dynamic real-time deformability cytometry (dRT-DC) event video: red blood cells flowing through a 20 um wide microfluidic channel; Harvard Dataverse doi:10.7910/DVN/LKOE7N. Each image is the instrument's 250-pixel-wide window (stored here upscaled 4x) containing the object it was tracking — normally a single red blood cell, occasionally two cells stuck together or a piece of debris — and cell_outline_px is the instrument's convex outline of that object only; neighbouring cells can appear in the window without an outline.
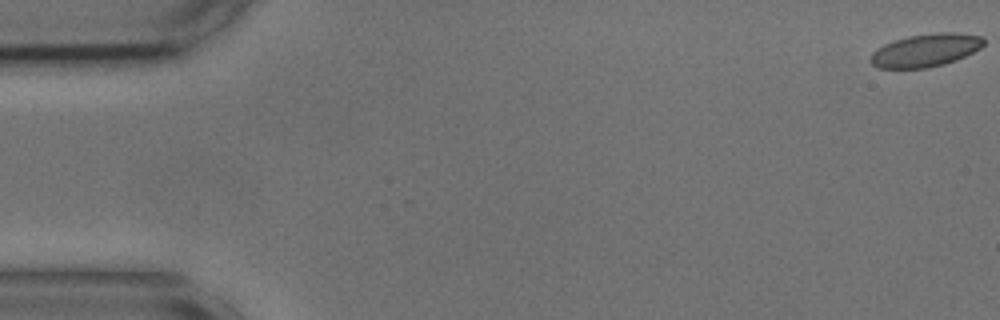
{"species": "common noctule bat (a hibernating species)", "species_latin": "Nyctalus noctula", "temperature_condition": "cold", "stored_images_in_passage": 55, "camera_frame_rate_fps": 3000, "um_per_image_px": 0.085, "animal": {"sex": "male", "body_mass_g": 17.9, "forearm_length_mm": 54.2}, "frame": {"image": 1, "passage_image": 1, "time_ms": 0.0, "image_size_px": [1000, 320], "cell_outline_px": [[984, 44], [980, 48], [956, 60], [944, 64], [928, 68], [876, 68], [868, 60], [872, 52], [884, 44], [908, 36], [940, 32], [956, 32], [980, 36], [984, 40]], "centroid_in_image_um": [78.65, 4.28], "position_along_channel_um": 6.4, "area_um2": 21.68}}
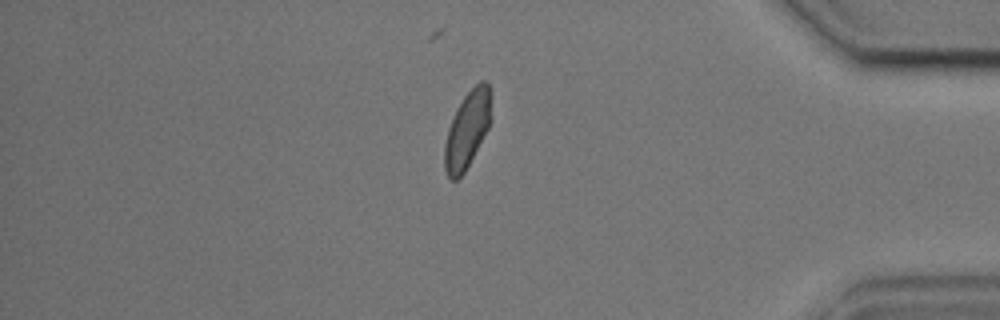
{"frame": {"image": 2, "passage_image": 47, "time_ms": 15.333, "image_size_px": [1000, 320], "cell_outline_px": [[492, 120], [488, 128], [464, 172], [456, 180], [452, 180], [448, 176], [444, 168], [444, 144], [448, 128], [452, 116], [456, 108], [464, 96], [480, 80], [484, 80], [488, 84], [492, 92]], "centroid_in_image_um": [39.74, 10.96], "position_along_channel_um": 395.5, "area_um2": 21.1}}
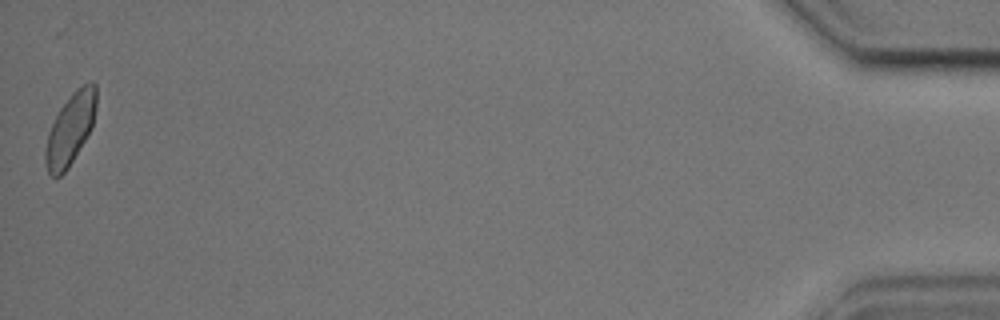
{"frame": {"image": 3, "passage_image": 55, "time_ms": 18.0, "image_size_px": [1000, 320], "cell_outline_px": [[96, 108], [92, 128], [68, 168], [60, 176], [52, 176], [48, 172], [44, 164], [44, 152], [48, 132], [60, 108], [72, 92], [76, 88], [92, 80], [96, 84]], "centroid_in_image_um": [5.98, 10.95], "position_along_channel_um": 429.2, "area_um2": 21.21}, "authors_computed_cell_mechanics": {"area_um2": 21.8484, "velocity_mm_per_s": 3.6321, "shape_relaxation_time_tau1_ms": 3.1139, "shape_relaxation_time_tau2_ms": 1.348, "deformation_change_tau1": 0.0886, "deformation_change_tau2": 0.0592}}